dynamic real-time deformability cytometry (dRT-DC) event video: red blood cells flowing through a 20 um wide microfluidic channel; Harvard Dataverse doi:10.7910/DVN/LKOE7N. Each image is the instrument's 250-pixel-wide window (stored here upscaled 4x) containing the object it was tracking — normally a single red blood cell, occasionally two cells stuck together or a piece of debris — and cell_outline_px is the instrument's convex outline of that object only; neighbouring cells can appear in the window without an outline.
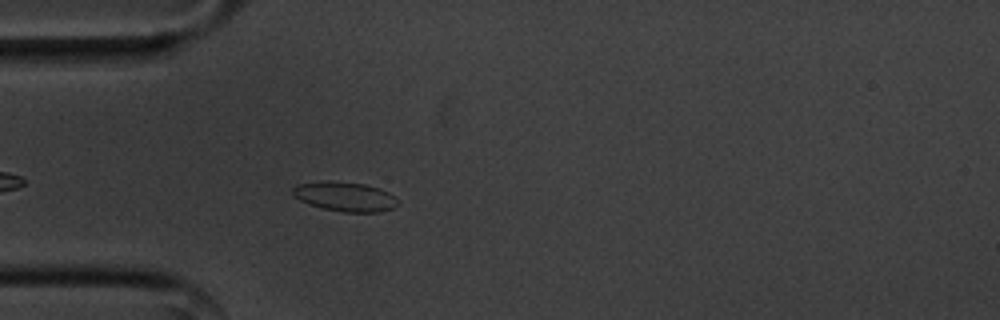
{"species": "common noctule bat (a hibernating species)", "species_latin": "Nyctalus noctula", "temperature_condition": "cold", "stored_images_in_passage": 46, "camera_frame_rate_fps": 3000, "um_per_image_px": 0.085, "animal": {"sex": "male", "body_mass_g": 20.1, "forearm_length_mm": 53.5}, "frame": {"image": 1, "passage_image": 6, "time_ms": 1.667, "image_size_px": [1000, 320], "cell_outline_px": [[396, 204], [392, 208], [376, 212], [344, 212], [324, 208], [308, 204], [292, 196], [292, 188], [296, 184], [364, 184], [380, 188], [388, 192], [396, 200]], "centroid_in_image_um": [29.32, 16.76], "position_along_channel_um": 55.7, "area_um2": 16.94}}
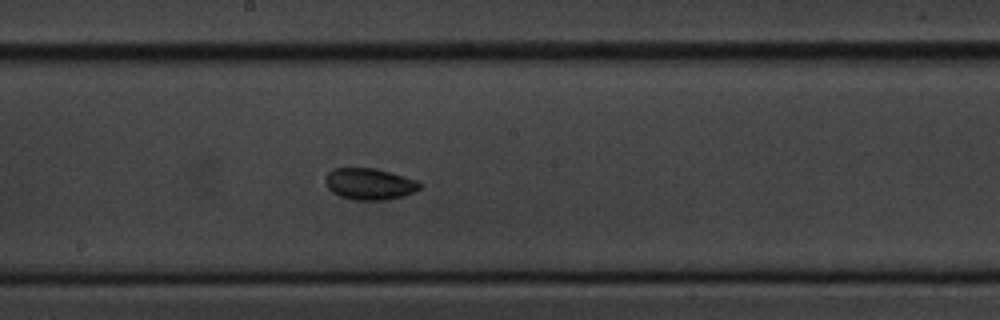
{"frame": {"image": 2, "passage_image": 20, "time_ms": 6.333, "image_size_px": [1000, 320], "cell_outline_px": [[420, 188], [416, 192], [404, 196], [384, 200], [352, 200], [340, 196], [332, 192], [328, 188], [324, 180], [328, 172], [332, 168], [372, 168], [388, 172], [416, 180], [420, 184]], "centroid_in_image_um": [31.37, 15.65], "position_along_channel_um": 216.8, "area_um2": 17.28}}
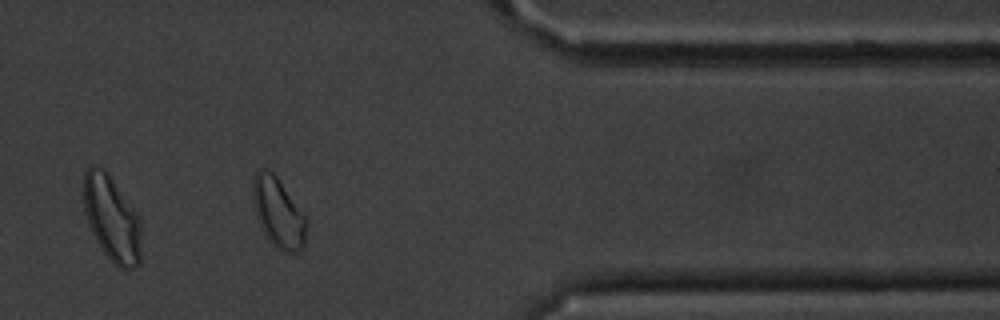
{"frame": {"image": 3, "passage_image": 36, "time_ms": 11.667, "image_size_px": [1000, 320], "cell_outline_px": [[308, 224], [304, 248], [296, 252], [284, 252], [272, 244], [268, 240], [260, 224], [252, 200], [252, 180], [256, 172], [260, 168], [264, 168], [272, 172], [276, 176], [308, 220]], "centroid_in_image_um": [23.66, 18.09], "position_along_channel_um": 387.7, "area_um2": 21.79}, "authors_computed_cell_mechanics": {"area_um2": 17.2822, "velocity_mm_per_s": 3.5526, "shape_relaxation_time_tau1_ms": 5.3697, "shape_relaxation_time_tau2_ms": 6.9663, "deformation_change_tau1": 0.0643, "deformation_change_tau2": 0.0874}}